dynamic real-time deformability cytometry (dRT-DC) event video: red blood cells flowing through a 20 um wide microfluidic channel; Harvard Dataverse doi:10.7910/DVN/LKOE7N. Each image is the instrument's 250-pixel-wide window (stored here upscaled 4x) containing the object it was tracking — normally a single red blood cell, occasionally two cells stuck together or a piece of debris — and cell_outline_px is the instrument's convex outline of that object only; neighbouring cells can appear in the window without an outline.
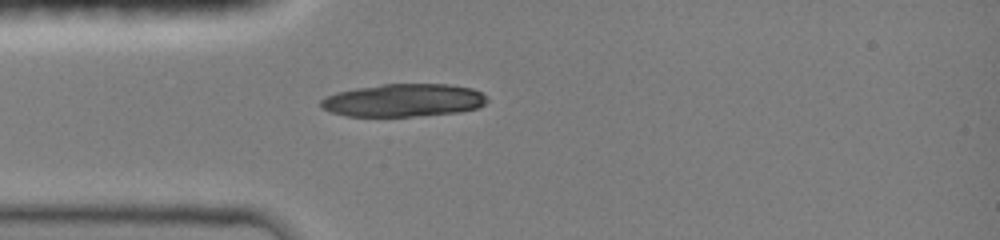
{"species": "common noctule bat (a hibernating species)", "species_latin": "Nyctalus noctula", "temperature_condition": "room temperature", "stored_images_in_passage": 30, "camera_frame_rate_fps": 3000, "um_per_image_px": 0.085, "animal": {"sex": "female", "body_mass_g": 19.0, "forearm_length_mm": 51.5}, "frame": {"image": 1, "passage_image": 1, "time_ms": 0.0, "image_size_px": [1000, 240], "cell_outline_px": [[488, 100], [484, 104], [476, 108], [460, 112], [412, 116], [348, 116], [332, 112], [324, 108], [320, 104], [320, 100], [336, 92], [356, 88], [380, 84], [448, 84], [472, 88], [480, 92]], "centroid_in_image_um": [34.3, 8.52], "position_along_channel_um": 50.7, "area_um2": 31.62}}
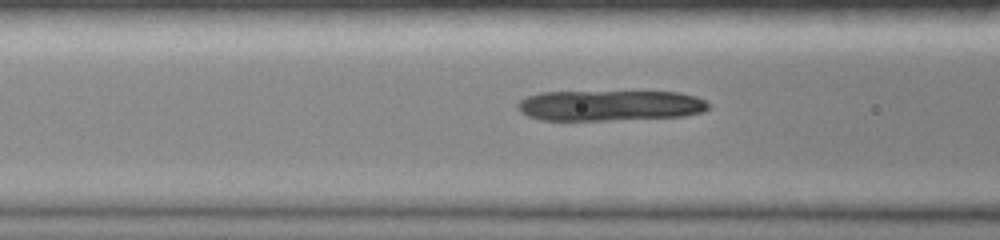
{"frame": {"image": 2, "passage_image": 5, "time_ms": 1.667, "image_size_px": [1000, 240], "cell_outline_px": [[708, 108], [700, 112], [684, 116], [608, 120], [540, 120], [528, 116], [520, 112], [516, 104], [520, 100], [528, 96], [540, 92], [680, 92], [696, 96], [704, 100], [708, 104]], "centroid_in_image_um": [51.8, 8.97], "position_along_channel_um": 114.8, "area_um2": 33.93}}